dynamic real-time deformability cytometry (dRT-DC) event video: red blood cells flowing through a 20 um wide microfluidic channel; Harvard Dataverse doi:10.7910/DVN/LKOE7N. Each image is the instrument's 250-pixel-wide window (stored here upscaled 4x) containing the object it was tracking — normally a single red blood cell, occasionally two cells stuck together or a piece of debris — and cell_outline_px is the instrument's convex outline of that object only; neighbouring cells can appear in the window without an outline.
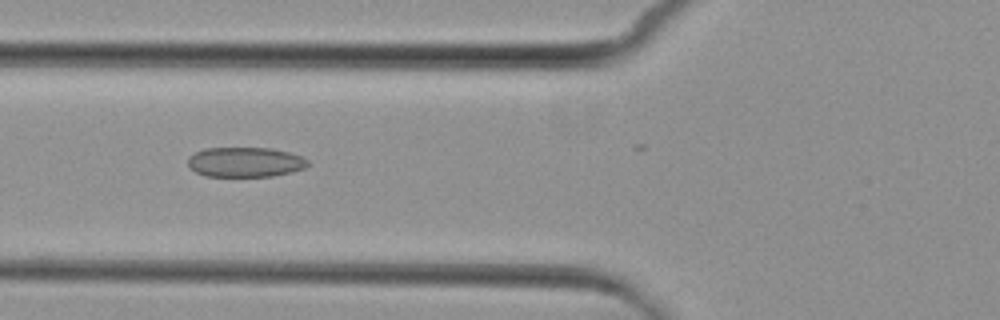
{"species": "common noctule bat (a hibernating species)", "species_latin": "Nyctalus noctula", "temperature_condition": "cold", "stored_images_in_passage": 5, "camera_frame_rate_fps": 3000, "um_per_image_px": 0.085, "animal": {"sex": "female", "body_mass_g": 29.2, "forearm_length_mm": 56.3}, "frame": {"image": 1, "passage_image": 3, "time_ms": 2.333, "image_size_px": [1000, 320], "cell_outline_px": [[308, 164], [304, 168], [292, 172], [272, 176], [204, 176], [188, 168], [188, 156], [204, 148], [272, 148], [288, 152], [300, 156], [308, 160]], "centroid_in_image_um": [20.8, 13.78], "position_along_channel_um": 105.0, "area_um2": 20.92}}
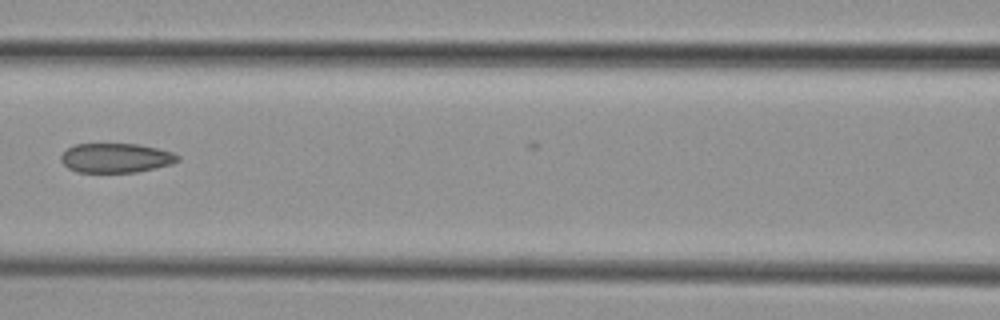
{"frame": {"image": 2, "passage_image": 4, "time_ms": 3.667, "image_size_px": [1000, 320], "cell_outline_px": [[180, 160], [172, 164], [156, 168], [136, 172], [76, 172], [68, 168], [60, 160], [60, 156], [68, 148], [76, 144], [140, 144], [172, 152], [180, 156]], "centroid_in_image_um": [9.86, 13.43], "position_along_channel_um": 156.7, "area_um2": 20.06}}
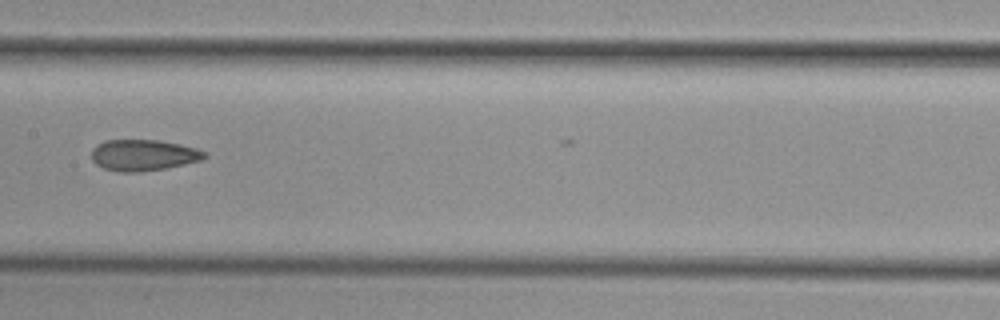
{"frame": {"image": 3, "passage_image": 5, "time_ms": 4.667, "image_size_px": [1000, 320], "cell_outline_px": [[208, 156], [200, 160], [184, 164], [164, 168], [140, 172], [116, 172], [104, 168], [96, 164], [92, 160], [92, 148], [96, 144], [104, 140], [160, 140], [180, 144], [196, 148], [208, 152]], "centroid_in_image_um": [12.18, 13.18], "position_along_channel_um": 195.2, "area_um2": 20.69}}